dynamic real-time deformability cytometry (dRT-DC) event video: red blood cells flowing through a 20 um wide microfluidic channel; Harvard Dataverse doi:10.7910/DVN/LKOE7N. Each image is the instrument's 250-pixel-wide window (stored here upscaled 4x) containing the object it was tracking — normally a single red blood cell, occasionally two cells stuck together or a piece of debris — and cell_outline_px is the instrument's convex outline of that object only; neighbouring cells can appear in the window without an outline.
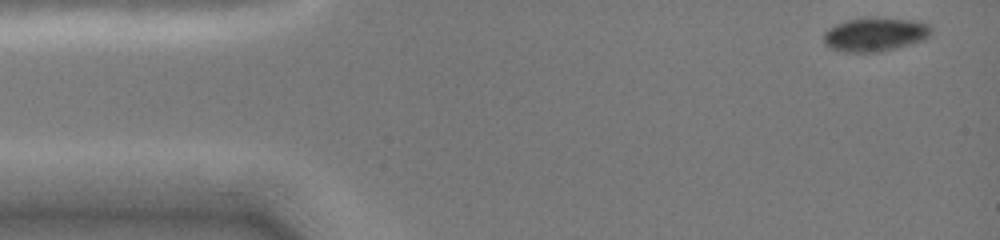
{"species": "common noctule bat (a hibernating species)", "species_latin": "Nyctalus noctula", "temperature_condition": "cold", "stored_images_in_passage": 10, "camera_frame_rate_fps": 3000, "um_per_image_px": 0.085, "animal": {"sex": "female", "body_mass_g": 19.0, "forearm_length_mm": 51.5}, "frame": {"image": 1, "passage_image": 1, "time_ms": 0.0, "image_size_px": [1000, 240], "cell_outline_px": [[932, 32], [924, 40], [896, 48], [880, 52], [844, 52], [828, 48], [824, 44], [824, 32], [848, 20], [908, 20], [928, 24], [932, 28]], "centroid_in_image_um": [74.38, 2.99], "position_along_channel_um": 10.6, "area_um2": 20.29}}
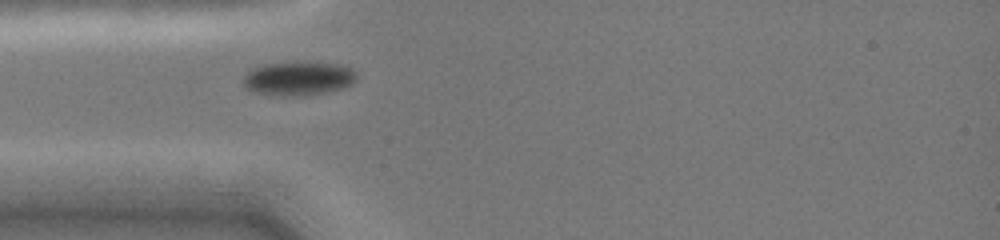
{"frame": {"image": 2, "passage_image": 9, "time_ms": 3.667, "image_size_px": [1000, 240], "cell_outline_px": [[356, 80], [352, 84], [328, 92], [304, 96], [276, 96], [252, 92], [244, 84], [244, 76], [252, 68], [264, 64], [336, 64], [348, 68], [356, 72]], "centroid_in_image_um": [25.33, 6.72], "position_along_channel_um": 59.7, "area_um2": 21.79}}